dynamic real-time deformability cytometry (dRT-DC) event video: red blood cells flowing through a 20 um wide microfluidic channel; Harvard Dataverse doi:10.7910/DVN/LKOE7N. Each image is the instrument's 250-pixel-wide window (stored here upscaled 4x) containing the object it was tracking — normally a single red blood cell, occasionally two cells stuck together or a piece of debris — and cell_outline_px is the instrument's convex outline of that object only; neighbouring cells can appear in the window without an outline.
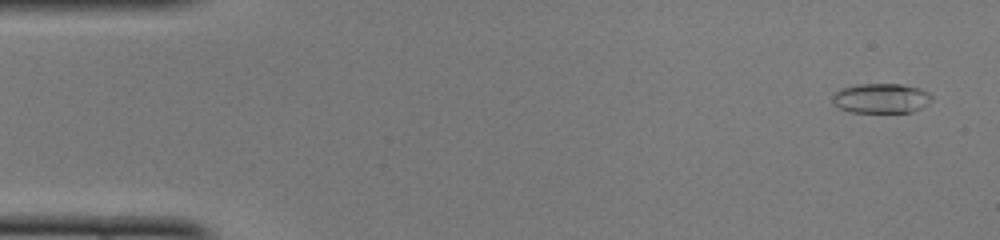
{"species": "common noctule bat (a hibernating species)", "species_latin": "Nyctalus noctula", "temperature_condition": "cold", "stored_images_in_passage": 51, "camera_frame_rate_fps": 3000, "um_per_image_px": 0.085, "animal": {"sex": "female", "body_mass_g": 22.0, "forearm_length_mm": 56.7}, "frame": {"image": 1, "passage_image": 3, "time_ms": 0.667, "image_size_px": [1000, 240], "cell_outline_px": [[932, 100], [928, 104], [912, 112], [852, 112], [840, 108], [832, 104], [832, 92], [840, 88], [860, 84], [900, 84], [920, 88], [928, 92], [932, 96]], "centroid_in_image_um": [74.87, 8.35], "position_along_channel_um": 10.1, "area_um2": 17.4}}
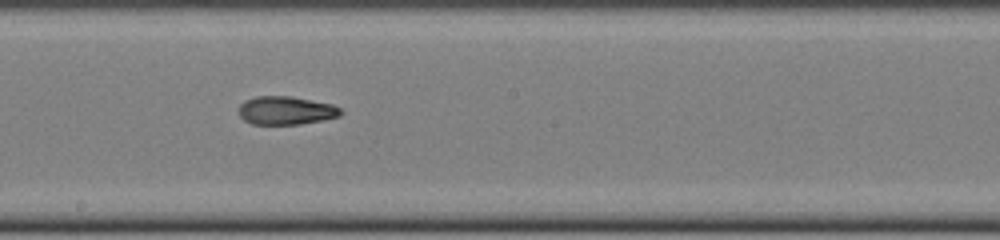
{"frame": {"image": 2, "passage_image": 28, "time_ms": 9.0, "image_size_px": [1000, 240], "cell_outline_px": [[344, 112], [340, 116], [324, 120], [300, 124], [252, 124], [244, 120], [240, 116], [240, 104], [244, 100], [256, 96], [292, 96], [332, 104], [340, 108]], "centroid_in_image_um": [24.33, 9.39], "position_along_channel_um": 223.9, "area_um2": 16.94}}
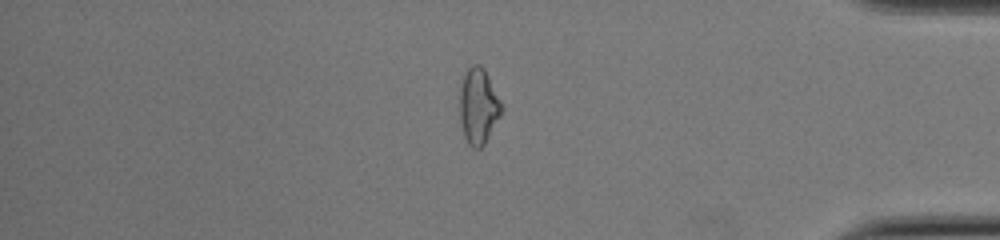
{"frame": {"image": 3, "passage_image": 43, "time_ms": 14.0, "image_size_px": [1000, 240], "cell_outline_px": [[504, 108], [500, 116], [484, 144], [480, 148], [472, 148], [468, 144], [464, 136], [460, 124], [460, 88], [464, 76], [468, 68], [472, 64], [480, 64], [484, 68]], "centroid_in_image_um": [40.66, 9.03], "position_along_channel_um": 394.5, "area_um2": 18.38}, "authors_computed_cell_mechanics": {"area_um2": 17.3978, "velocity_mm_per_s": 4.0128, "shape_relaxation_time_tau1_ms": 6.3094, "shape_relaxation_time_tau2_ms": 3.9342, "deformation_change_tau1": 0.2044, "deformation_change_tau2": 0.0958}}